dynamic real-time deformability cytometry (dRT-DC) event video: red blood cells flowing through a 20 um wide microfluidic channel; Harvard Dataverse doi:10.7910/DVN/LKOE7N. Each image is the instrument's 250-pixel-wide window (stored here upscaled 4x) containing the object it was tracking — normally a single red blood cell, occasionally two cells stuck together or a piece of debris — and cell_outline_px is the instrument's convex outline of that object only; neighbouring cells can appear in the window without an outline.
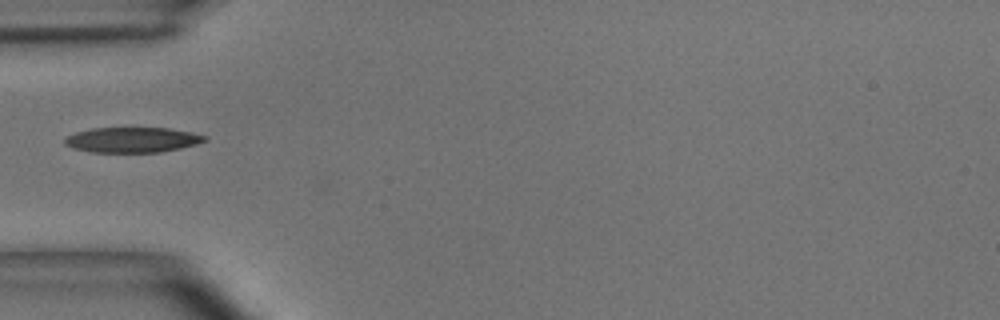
{"species": "common noctule bat (a hibernating species)", "species_latin": "Nyctalus noctula", "temperature_condition": "room temperature", "stored_images_in_passage": 6, "camera_frame_rate_fps": 3000, "um_per_image_px": 0.085, "animal": {"sex": "male", "body_mass_g": 15.6}, "frame": {"image": 1, "passage_image": 5, "time_ms": 1.333, "image_size_px": [1000, 320], "cell_outline_px": [[208, 140], [196, 144], [180, 148], [160, 152], [92, 152], [72, 148], [64, 144], [64, 140], [68, 136], [76, 132], [92, 128], [168, 128], [192, 132], [208, 136]], "centroid_in_image_um": [11.27, 11.88], "position_along_channel_um": 73.7, "area_um2": 20.58}}
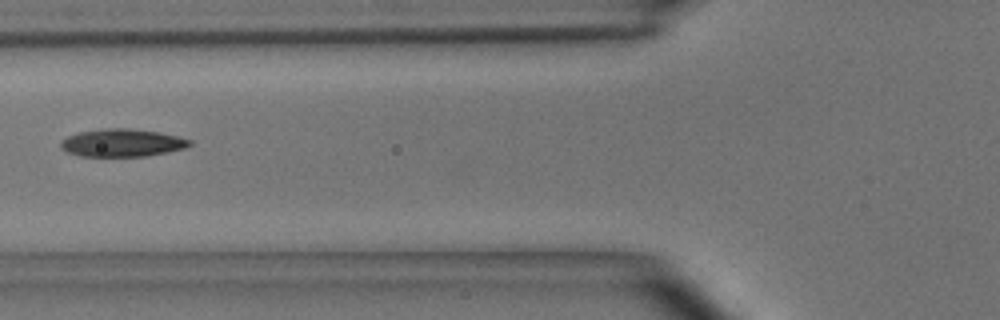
{"frame": {"image": 2, "passage_image": 6, "time_ms": 1.667, "image_size_px": [1000, 320], "cell_outline_px": [[192, 144], [184, 148], [144, 156], [80, 156], [68, 152], [60, 148], [60, 140], [68, 136], [80, 132], [104, 128], [128, 128], [160, 132], [192, 140]], "centroid_in_image_um": [10.35, 12.13], "position_along_channel_um": 115.5, "area_um2": 20.69}}